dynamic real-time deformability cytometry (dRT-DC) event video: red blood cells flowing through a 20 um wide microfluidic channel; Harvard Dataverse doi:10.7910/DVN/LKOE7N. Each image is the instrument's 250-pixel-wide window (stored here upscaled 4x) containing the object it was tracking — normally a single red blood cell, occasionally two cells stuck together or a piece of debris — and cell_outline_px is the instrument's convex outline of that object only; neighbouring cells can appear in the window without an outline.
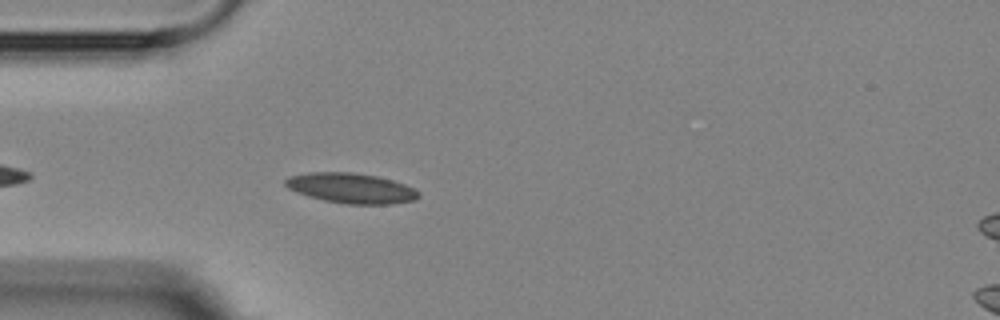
{"species": "Egyptian fruit bat (a non-hibernating species)", "species_latin": "Rousettus aegyptiacus", "temperature_condition": "room temperature", "stored_images_in_passage": 6, "segment_of_instrument_passage": [1, 2], "camera_frame_rate_fps": 3000, "um_per_image_px": 0.085, "animal": {"sex": "female"}, "frame": {"image": 1, "passage_image": 5, "time_ms": 4.667, "image_size_px": [1000, 320], "cell_outline_px": [[420, 196], [416, 200], [388, 204], [344, 204], [324, 200], [308, 196], [296, 192], [288, 188], [284, 184], [284, 180], [288, 176], [308, 172], [352, 172], [376, 176], [392, 180], [416, 188], [420, 192]], "centroid_in_image_um": [29.85, 15.99], "position_along_channel_um": 55.2, "area_um2": 23.58}}